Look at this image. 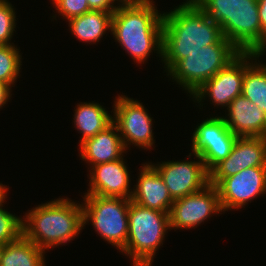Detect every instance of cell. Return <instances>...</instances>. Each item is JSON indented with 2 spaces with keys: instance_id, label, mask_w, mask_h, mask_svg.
Listing matches in <instances>:
<instances>
[{
  "instance_id": "cell-1",
  "label": "cell",
  "mask_w": 266,
  "mask_h": 266,
  "mask_svg": "<svg viewBox=\"0 0 266 266\" xmlns=\"http://www.w3.org/2000/svg\"><path fill=\"white\" fill-rule=\"evenodd\" d=\"M224 38L221 26L193 0L163 13L162 61L169 72L180 60Z\"/></svg>"
},
{
  "instance_id": "cell-2",
  "label": "cell",
  "mask_w": 266,
  "mask_h": 266,
  "mask_svg": "<svg viewBox=\"0 0 266 266\" xmlns=\"http://www.w3.org/2000/svg\"><path fill=\"white\" fill-rule=\"evenodd\" d=\"M153 0L117 4L112 16V35L137 63H144L152 50L162 58L163 14ZM155 48V49H154Z\"/></svg>"
},
{
  "instance_id": "cell-3",
  "label": "cell",
  "mask_w": 266,
  "mask_h": 266,
  "mask_svg": "<svg viewBox=\"0 0 266 266\" xmlns=\"http://www.w3.org/2000/svg\"><path fill=\"white\" fill-rule=\"evenodd\" d=\"M71 201L57 198L31 209L22 220L23 235L44 251L65 245L84 229L83 206Z\"/></svg>"
},
{
  "instance_id": "cell-4",
  "label": "cell",
  "mask_w": 266,
  "mask_h": 266,
  "mask_svg": "<svg viewBox=\"0 0 266 266\" xmlns=\"http://www.w3.org/2000/svg\"><path fill=\"white\" fill-rule=\"evenodd\" d=\"M193 1L240 52H257L262 47L258 0Z\"/></svg>"
},
{
  "instance_id": "cell-5",
  "label": "cell",
  "mask_w": 266,
  "mask_h": 266,
  "mask_svg": "<svg viewBox=\"0 0 266 266\" xmlns=\"http://www.w3.org/2000/svg\"><path fill=\"white\" fill-rule=\"evenodd\" d=\"M168 229L169 212L149 209L130 200L128 239L120 252L131 258L133 266H151Z\"/></svg>"
},
{
  "instance_id": "cell-6",
  "label": "cell",
  "mask_w": 266,
  "mask_h": 266,
  "mask_svg": "<svg viewBox=\"0 0 266 266\" xmlns=\"http://www.w3.org/2000/svg\"><path fill=\"white\" fill-rule=\"evenodd\" d=\"M241 52L225 37L210 46L190 53L180 60L169 72L168 76L193 95L206 81L225 68Z\"/></svg>"
},
{
  "instance_id": "cell-7",
  "label": "cell",
  "mask_w": 266,
  "mask_h": 266,
  "mask_svg": "<svg viewBox=\"0 0 266 266\" xmlns=\"http://www.w3.org/2000/svg\"><path fill=\"white\" fill-rule=\"evenodd\" d=\"M84 226L92 222L101 238L122 250L128 239L130 199L101 195H84Z\"/></svg>"
},
{
  "instance_id": "cell-8",
  "label": "cell",
  "mask_w": 266,
  "mask_h": 266,
  "mask_svg": "<svg viewBox=\"0 0 266 266\" xmlns=\"http://www.w3.org/2000/svg\"><path fill=\"white\" fill-rule=\"evenodd\" d=\"M113 122L117 125L125 149L134 146L150 149L154 144L152 118L143 104L125 95L114 101Z\"/></svg>"
},
{
  "instance_id": "cell-9",
  "label": "cell",
  "mask_w": 266,
  "mask_h": 266,
  "mask_svg": "<svg viewBox=\"0 0 266 266\" xmlns=\"http://www.w3.org/2000/svg\"><path fill=\"white\" fill-rule=\"evenodd\" d=\"M217 187L209 184L198 192L174 200L169 211L170 229H190L211 214L222 212Z\"/></svg>"
},
{
  "instance_id": "cell-10",
  "label": "cell",
  "mask_w": 266,
  "mask_h": 266,
  "mask_svg": "<svg viewBox=\"0 0 266 266\" xmlns=\"http://www.w3.org/2000/svg\"><path fill=\"white\" fill-rule=\"evenodd\" d=\"M197 161H168L151 164L162 177L173 200L198 192L210 184V172L199 155Z\"/></svg>"
},
{
  "instance_id": "cell-11",
  "label": "cell",
  "mask_w": 266,
  "mask_h": 266,
  "mask_svg": "<svg viewBox=\"0 0 266 266\" xmlns=\"http://www.w3.org/2000/svg\"><path fill=\"white\" fill-rule=\"evenodd\" d=\"M216 187L223 211L242 208L266 193V166L246 168L224 178Z\"/></svg>"
},
{
  "instance_id": "cell-12",
  "label": "cell",
  "mask_w": 266,
  "mask_h": 266,
  "mask_svg": "<svg viewBox=\"0 0 266 266\" xmlns=\"http://www.w3.org/2000/svg\"><path fill=\"white\" fill-rule=\"evenodd\" d=\"M266 166V137H238L231 153L210 171V184L250 167Z\"/></svg>"
},
{
  "instance_id": "cell-13",
  "label": "cell",
  "mask_w": 266,
  "mask_h": 266,
  "mask_svg": "<svg viewBox=\"0 0 266 266\" xmlns=\"http://www.w3.org/2000/svg\"><path fill=\"white\" fill-rule=\"evenodd\" d=\"M245 75V52H241L225 68L206 81L192 96L197 103L210 97L213 105L228 108L231 101L242 94Z\"/></svg>"
},
{
  "instance_id": "cell-14",
  "label": "cell",
  "mask_w": 266,
  "mask_h": 266,
  "mask_svg": "<svg viewBox=\"0 0 266 266\" xmlns=\"http://www.w3.org/2000/svg\"><path fill=\"white\" fill-rule=\"evenodd\" d=\"M123 158L100 163L90 170V189L85 195H101L131 199L130 174ZM131 190V191H130Z\"/></svg>"
},
{
  "instance_id": "cell-15",
  "label": "cell",
  "mask_w": 266,
  "mask_h": 266,
  "mask_svg": "<svg viewBox=\"0 0 266 266\" xmlns=\"http://www.w3.org/2000/svg\"><path fill=\"white\" fill-rule=\"evenodd\" d=\"M226 125L237 137H266V113L243 94L230 102Z\"/></svg>"
},
{
  "instance_id": "cell-16",
  "label": "cell",
  "mask_w": 266,
  "mask_h": 266,
  "mask_svg": "<svg viewBox=\"0 0 266 266\" xmlns=\"http://www.w3.org/2000/svg\"><path fill=\"white\" fill-rule=\"evenodd\" d=\"M145 164L140 169L130 200L149 209L169 212L174 200L157 170L151 163Z\"/></svg>"
},
{
  "instance_id": "cell-17",
  "label": "cell",
  "mask_w": 266,
  "mask_h": 266,
  "mask_svg": "<svg viewBox=\"0 0 266 266\" xmlns=\"http://www.w3.org/2000/svg\"><path fill=\"white\" fill-rule=\"evenodd\" d=\"M81 159L95 166L122 158L126 149L120 137L117 125L112 122L94 137L80 143ZM122 155V156H121Z\"/></svg>"
},
{
  "instance_id": "cell-18",
  "label": "cell",
  "mask_w": 266,
  "mask_h": 266,
  "mask_svg": "<svg viewBox=\"0 0 266 266\" xmlns=\"http://www.w3.org/2000/svg\"><path fill=\"white\" fill-rule=\"evenodd\" d=\"M113 13L91 10L68 20L71 33L83 42H99L107 30L112 29Z\"/></svg>"
},
{
  "instance_id": "cell-19",
  "label": "cell",
  "mask_w": 266,
  "mask_h": 266,
  "mask_svg": "<svg viewBox=\"0 0 266 266\" xmlns=\"http://www.w3.org/2000/svg\"><path fill=\"white\" fill-rule=\"evenodd\" d=\"M44 254L22 234L16 241L0 246V266H45Z\"/></svg>"
},
{
  "instance_id": "cell-20",
  "label": "cell",
  "mask_w": 266,
  "mask_h": 266,
  "mask_svg": "<svg viewBox=\"0 0 266 266\" xmlns=\"http://www.w3.org/2000/svg\"><path fill=\"white\" fill-rule=\"evenodd\" d=\"M257 58L256 52H245L242 94L266 113V64L257 63Z\"/></svg>"
},
{
  "instance_id": "cell-21",
  "label": "cell",
  "mask_w": 266,
  "mask_h": 266,
  "mask_svg": "<svg viewBox=\"0 0 266 266\" xmlns=\"http://www.w3.org/2000/svg\"><path fill=\"white\" fill-rule=\"evenodd\" d=\"M99 103H81L74 113V126L82 133L80 143L94 137L113 122V117Z\"/></svg>"
},
{
  "instance_id": "cell-22",
  "label": "cell",
  "mask_w": 266,
  "mask_h": 266,
  "mask_svg": "<svg viewBox=\"0 0 266 266\" xmlns=\"http://www.w3.org/2000/svg\"><path fill=\"white\" fill-rule=\"evenodd\" d=\"M196 127L192 136L193 154L200 155L209 146V143L238 138L228 128L223 117L207 118Z\"/></svg>"
},
{
  "instance_id": "cell-23",
  "label": "cell",
  "mask_w": 266,
  "mask_h": 266,
  "mask_svg": "<svg viewBox=\"0 0 266 266\" xmlns=\"http://www.w3.org/2000/svg\"><path fill=\"white\" fill-rule=\"evenodd\" d=\"M15 45H0V82L10 86L16 82L21 69V53Z\"/></svg>"
},
{
  "instance_id": "cell-24",
  "label": "cell",
  "mask_w": 266,
  "mask_h": 266,
  "mask_svg": "<svg viewBox=\"0 0 266 266\" xmlns=\"http://www.w3.org/2000/svg\"><path fill=\"white\" fill-rule=\"evenodd\" d=\"M0 205V246L16 241L22 234V219Z\"/></svg>"
},
{
  "instance_id": "cell-25",
  "label": "cell",
  "mask_w": 266,
  "mask_h": 266,
  "mask_svg": "<svg viewBox=\"0 0 266 266\" xmlns=\"http://www.w3.org/2000/svg\"><path fill=\"white\" fill-rule=\"evenodd\" d=\"M237 139H223V142L209 143V146L199 155L210 172L230 153Z\"/></svg>"
},
{
  "instance_id": "cell-26",
  "label": "cell",
  "mask_w": 266,
  "mask_h": 266,
  "mask_svg": "<svg viewBox=\"0 0 266 266\" xmlns=\"http://www.w3.org/2000/svg\"><path fill=\"white\" fill-rule=\"evenodd\" d=\"M15 10L7 0H0V45H13L10 40L16 27Z\"/></svg>"
},
{
  "instance_id": "cell-27",
  "label": "cell",
  "mask_w": 266,
  "mask_h": 266,
  "mask_svg": "<svg viewBox=\"0 0 266 266\" xmlns=\"http://www.w3.org/2000/svg\"><path fill=\"white\" fill-rule=\"evenodd\" d=\"M59 15L67 20L91 11L87 0H52Z\"/></svg>"
},
{
  "instance_id": "cell-28",
  "label": "cell",
  "mask_w": 266,
  "mask_h": 266,
  "mask_svg": "<svg viewBox=\"0 0 266 266\" xmlns=\"http://www.w3.org/2000/svg\"><path fill=\"white\" fill-rule=\"evenodd\" d=\"M87 1L91 10H102L114 13V11L117 9V7L114 6L113 4L115 0H87Z\"/></svg>"
},
{
  "instance_id": "cell-29",
  "label": "cell",
  "mask_w": 266,
  "mask_h": 266,
  "mask_svg": "<svg viewBox=\"0 0 266 266\" xmlns=\"http://www.w3.org/2000/svg\"><path fill=\"white\" fill-rule=\"evenodd\" d=\"M259 19L262 30V45L266 40V0H258Z\"/></svg>"
},
{
  "instance_id": "cell-30",
  "label": "cell",
  "mask_w": 266,
  "mask_h": 266,
  "mask_svg": "<svg viewBox=\"0 0 266 266\" xmlns=\"http://www.w3.org/2000/svg\"><path fill=\"white\" fill-rule=\"evenodd\" d=\"M11 87L9 84L0 82V108H2L11 97Z\"/></svg>"
},
{
  "instance_id": "cell-31",
  "label": "cell",
  "mask_w": 266,
  "mask_h": 266,
  "mask_svg": "<svg viewBox=\"0 0 266 266\" xmlns=\"http://www.w3.org/2000/svg\"><path fill=\"white\" fill-rule=\"evenodd\" d=\"M8 189L9 188L5 187V185H3L2 183H0V205H3L2 203H4V200L7 197L6 193H7V190Z\"/></svg>"
},
{
  "instance_id": "cell-32",
  "label": "cell",
  "mask_w": 266,
  "mask_h": 266,
  "mask_svg": "<svg viewBox=\"0 0 266 266\" xmlns=\"http://www.w3.org/2000/svg\"><path fill=\"white\" fill-rule=\"evenodd\" d=\"M115 1H118L119 5H125V4H137V3H140L144 0H115ZM121 2V3H120Z\"/></svg>"
},
{
  "instance_id": "cell-33",
  "label": "cell",
  "mask_w": 266,
  "mask_h": 266,
  "mask_svg": "<svg viewBox=\"0 0 266 266\" xmlns=\"http://www.w3.org/2000/svg\"><path fill=\"white\" fill-rule=\"evenodd\" d=\"M265 51H266V40L265 43L262 45V47L256 52L258 59L265 53Z\"/></svg>"
}]
</instances>
